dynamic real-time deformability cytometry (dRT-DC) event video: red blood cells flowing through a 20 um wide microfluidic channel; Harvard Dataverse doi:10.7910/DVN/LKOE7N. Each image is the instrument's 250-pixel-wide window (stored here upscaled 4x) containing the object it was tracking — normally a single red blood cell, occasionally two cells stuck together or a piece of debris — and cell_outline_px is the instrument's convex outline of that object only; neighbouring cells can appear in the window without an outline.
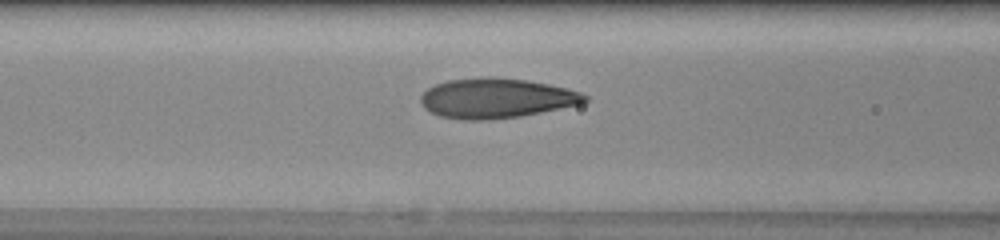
{"species": "human", "species_latin": "Homo sapiens", "temperature_condition": "warm", "stored_images_in_passage": 16, "camera_frame_rate_fps": 3000, "um_per_image_px": 0.085, "donor": {"sex": "female"}, "frame": {"image": 1, "passage_image": 14, "time_ms": 4.333, "image_size_px": [1000, 240], "cell_outline_px": [[588, 100], [580, 104], [520, 116], [484, 120], [460, 120], [440, 116], [424, 108], [420, 104], [420, 96], [428, 88], [436, 84], [448, 80], [484, 76], [492, 76], [528, 80], [568, 88], [580, 92], [588, 96]], "centroid_in_image_um": [42.16, 8.34], "position_along_channel_um": 124.4, "area_um2": 38.26}}